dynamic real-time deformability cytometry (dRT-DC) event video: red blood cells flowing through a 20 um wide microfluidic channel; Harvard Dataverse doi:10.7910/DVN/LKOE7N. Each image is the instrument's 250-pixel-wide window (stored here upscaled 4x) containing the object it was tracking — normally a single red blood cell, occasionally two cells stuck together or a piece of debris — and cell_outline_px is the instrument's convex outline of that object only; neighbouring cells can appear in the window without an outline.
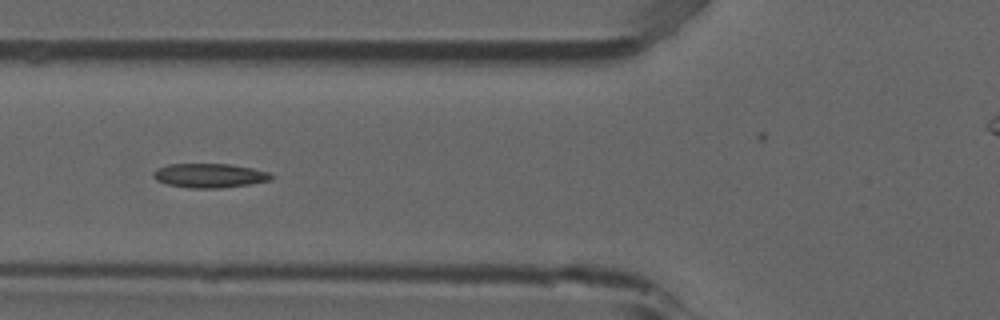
{"species": "common noctule bat (a hibernating species)", "species_latin": "Nyctalus noctula", "temperature_condition": "room temperature", "stored_images_in_passage": 9, "camera_frame_rate_fps": 3000, "um_per_image_px": 0.085, "animal": {"sex": "male", "forearm_length_mm": 52.5}, "frame": {"image": 1, "passage_image": 6, "time_ms": 1.667, "image_size_px": [1000, 320], "cell_outline_px": [[276, 176], [272, 180], [248, 184], [220, 188], [188, 188], [168, 184], [156, 180], [152, 176], [152, 172], [156, 168], [168, 164], [232, 164], [272, 172]], "centroid_in_image_um": [17.84, 14.91], "position_along_channel_um": 108.0, "area_um2": 16.88}}
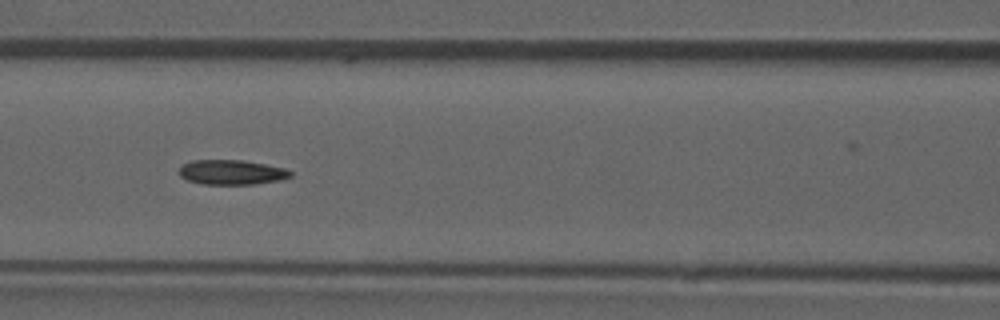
{"frame": {"image": 2, "passage_image": 7, "time_ms": 2.0, "image_size_px": [1000, 320], "cell_outline_px": [[292, 176], [276, 180], [252, 184], [200, 184], [188, 180], [180, 176], [180, 164], [192, 160], [244, 160], [284, 168], [292, 172]], "centroid_in_image_um": [19.63, 14.63], "position_along_channel_um": 147.0, "area_um2": 15.95}}